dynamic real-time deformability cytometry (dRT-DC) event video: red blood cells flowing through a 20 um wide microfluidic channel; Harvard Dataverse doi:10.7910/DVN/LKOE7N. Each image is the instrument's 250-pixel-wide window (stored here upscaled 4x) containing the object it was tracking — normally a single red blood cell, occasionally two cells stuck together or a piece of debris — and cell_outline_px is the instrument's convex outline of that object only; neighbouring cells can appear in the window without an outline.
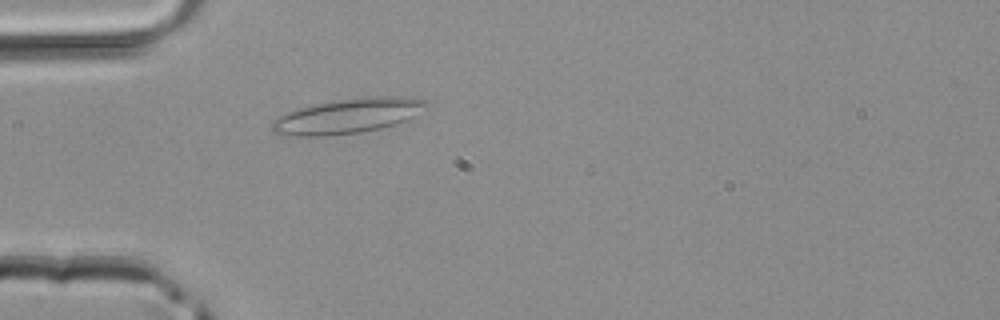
{"species": "common noctule bat (a hibernating species)", "species_latin": "Nyctalus noctula", "temperature_condition": "room temperature", "stored_images_in_passage": 32, "camera_frame_rate_fps": 3000, "um_per_image_px": 0.085, "animal": {"sex": "male", "body_mass_g": 20.4}, "frame": {"image": 1, "passage_image": 1, "time_ms": 0.0, "image_size_px": [1000, 320], "cell_outline_px": [[428, 104], [408, 120], [396, 124], [380, 128], [360, 132], [324, 136], [296, 136], [272, 132], [272, 120], [288, 112], [300, 108], [316, 104], [364, 96], [404, 96], [424, 100]], "centroid_in_image_um": [29.56, 9.85], "position_along_channel_um": 55.4, "area_um2": 30.98}}
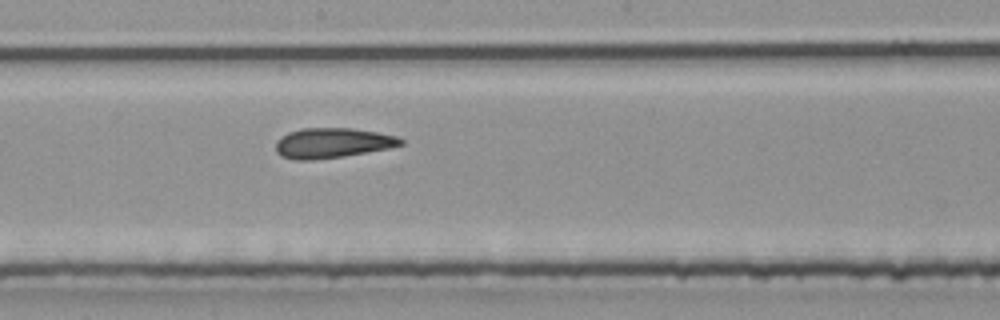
{"frame": {"image": 2, "passage_image": 12, "time_ms": 3.667, "image_size_px": [1000, 320], "cell_outline_px": [[404, 144], [388, 148], [344, 156], [312, 160], [292, 160], [280, 156], [276, 152], [276, 140], [280, 136], [288, 132], [300, 128], [352, 128], [376, 132], [396, 136], [404, 140]], "centroid_in_image_um": [28.2, 12.15], "position_along_channel_um": 220.0, "area_um2": 22.02}}
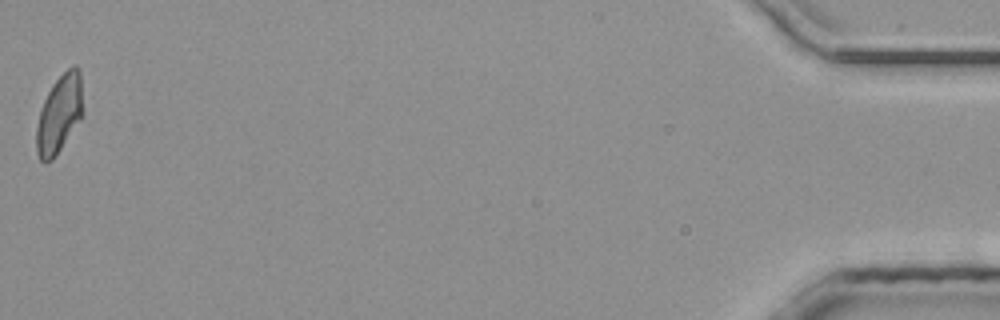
{"frame": {"image": 3, "passage_image": 32, "time_ms": 10.333, "image_size_px": [1000, 320], "cell_outline_px": [[84, 116], [52, 160], [40, 160], [36, 152], [36, 128], [40, 112], [44, 100], [52, 84], [72, 64], [76, 64], [80, 68], [84, 112]], "centroid_in_image_um": [5.09, 9.64], "position_along_channel_um": 430.1, "area_um2": 21.39}}